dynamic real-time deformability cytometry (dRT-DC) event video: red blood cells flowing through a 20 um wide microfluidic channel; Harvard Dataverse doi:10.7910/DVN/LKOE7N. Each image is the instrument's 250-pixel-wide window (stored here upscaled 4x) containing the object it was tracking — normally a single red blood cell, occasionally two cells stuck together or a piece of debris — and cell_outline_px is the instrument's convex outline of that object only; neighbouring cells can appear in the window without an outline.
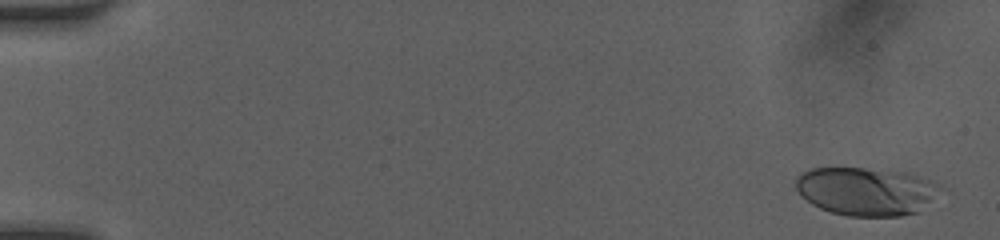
{"species": "human", "species_latin": "Homo sapiens", "temperature_condition": "room temperature", "stored_images_in_passage": 50, "camera_frame_rate_fps": 3000, "um_per_image_px": 0.085, "donor": {"sex": "female"}, "frame": {"image": 1, "passage_image": 2, "time_ms": 0.333, "image_size_px": [1000, 240], "cell_outline_px": [[952, 192], [920, 212], [900, 216], [848, 216], [832, 212], [820, 208], [812, 204], [796, 188], [796, 180], [800, 172], [812, 168], [864, 168], [904, 172], [920, 176], [932, 180], [948, 188]], "centroid_in_image_um": [73.85, 16.27], "position_along_channel_um": 11.1, "area_um2": 41.91}}
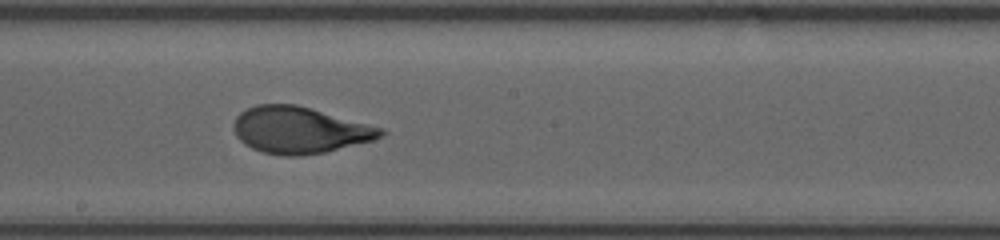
{"frame": {"image": 2, "passage_image": 29, "time_ms": 9.333, "image_size_px": [1000, 240], "cell_outline_px": [[388, 132], [372, 140], [324, 152], [300, 156], [284, 156], [264, 152], [252, 148], [244, 144], [236, 136], [232, 124], [236, 116], [240, 112], [256, 104], [296, 104], [384, 128]], "centroid_in_image_um": [25.44, 11.05], "position_along_channel_um": 222.8, "area_um2": 39.82}}
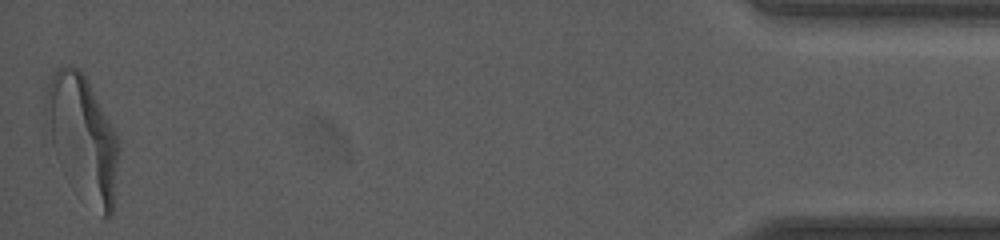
{"frame": {"image": 3, "passage_image": 50, "time_ms": 16.333, "image_size_px": [1000, 240], "cell_outline_px": [[120, 152], [112, 216], [104, 216], [60, 164], [44, 132], [44, 100], [48, 84], [56, 68], [60, 64], [68, 64], [76, 68], [88, 80], [112, 124], [116, 132], [120, 144]], "centroid_in_image_um": [7.0, 11.55], "position_along_channel_um": 428.2, "area_um2": 52.37}, "authors_computed_cell_mechanics": {"area_um2": 39.8242, "velocity_mm_per_s": 4.1105, "shape_relaxation_time_tau1_ms": 3.7073, "shape_relaxation_time_tau2_ms": null, "deformation_change_tau1": 0.1995, "deformation_change_tau2": null}}